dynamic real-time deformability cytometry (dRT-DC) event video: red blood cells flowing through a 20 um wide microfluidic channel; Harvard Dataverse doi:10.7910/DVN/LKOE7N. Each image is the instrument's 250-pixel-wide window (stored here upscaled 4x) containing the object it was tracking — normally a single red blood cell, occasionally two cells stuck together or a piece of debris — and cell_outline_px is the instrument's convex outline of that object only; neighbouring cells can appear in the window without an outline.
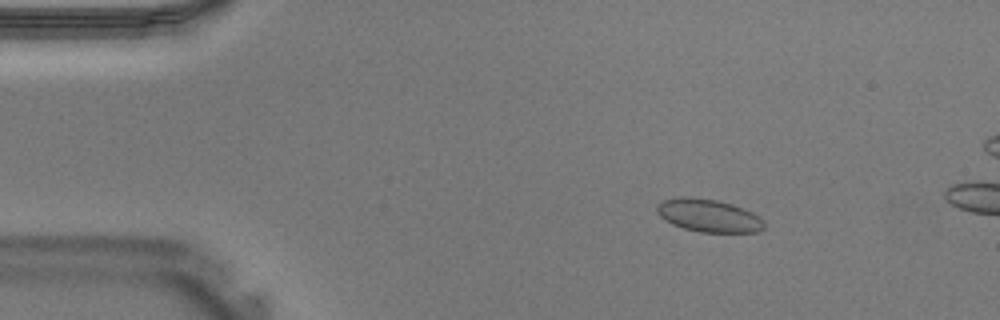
{"species": "Egyptian fruit bat (a non-hibernating species)", "species_latin": "Rousettus aegyptiacus", "temperature_condition": "warm", "stored_images_in_passage": 10, "camera_frame_rate_fps": 3000, "um_per_image_px": 0.085, "animal": {"sex": "male"}, "frame": {"image": 1, "passage_image": 7, "time_ms": 2.0, "image_size_px": [1000, 320], "cell_outline_px": [[764, 228], [756, 232], [700, 232], [684, 228], [672, 224], [664, 220], [656, 212], [656, 204], [664, 200], [680, 196], [692, 196], [716, 200], [732, 204], [752, 212], [760, 216], [764, 220]], "centroid_in_image_um": [60.21, 18.31], "position_along_channel_um": 24.8, "area_um2": 20.69}}